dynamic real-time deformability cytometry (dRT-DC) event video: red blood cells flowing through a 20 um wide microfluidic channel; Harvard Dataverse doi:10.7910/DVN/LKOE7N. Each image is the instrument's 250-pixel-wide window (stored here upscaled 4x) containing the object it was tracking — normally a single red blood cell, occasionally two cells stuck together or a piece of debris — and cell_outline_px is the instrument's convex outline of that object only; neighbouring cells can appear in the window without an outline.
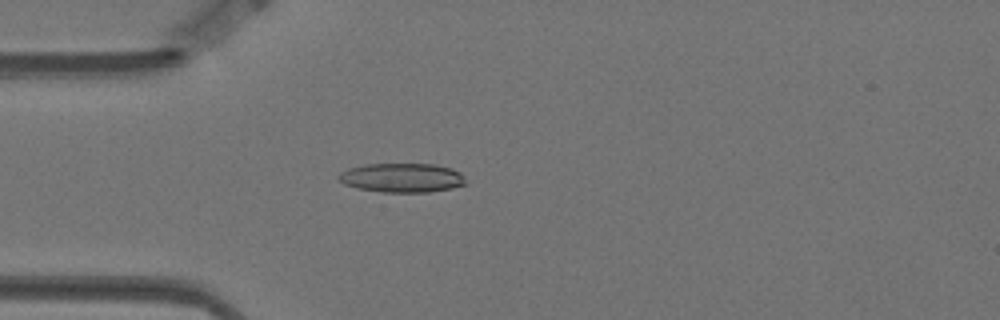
{"species": "Egyptian fruit bat (a non-hibernating species)", "species_latin": "Rousettus aegyptiacus", "temperature_condition": "warm", "stored_images_in_passage": 6, "camera_frame_rate_fps": 3000, "um_per_image_px": 0.085, "animal": {"sex": "female"}, "frame": {"image": 1, "passage_image": 5, "time_ms": 1.333, "image_size_px": [1000, 320], "cell_outline_px": [[468, 184], [452, 188], [428, 192], [384, 192], [356, 188], [344, 184], [336, 180], [336, 176], [340, 172], [348, 168], [364, 164], [432, 164], [452, 168], [460, 172], [464, 176]], "centroid_in_image_um": [34.15, 15.11], "position_along_channel_um": 50.9, "area_um2": 21.91}}